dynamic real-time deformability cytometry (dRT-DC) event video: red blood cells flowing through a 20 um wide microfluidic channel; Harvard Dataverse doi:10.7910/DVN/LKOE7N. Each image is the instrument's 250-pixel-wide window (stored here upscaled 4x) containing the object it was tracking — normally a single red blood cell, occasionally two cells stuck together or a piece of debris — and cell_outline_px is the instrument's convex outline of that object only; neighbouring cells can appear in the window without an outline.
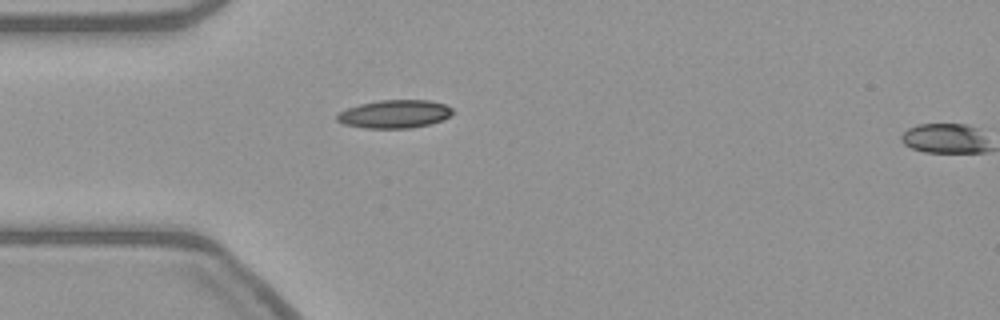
{"species": "common noctule bat (a hibernating species)", "species_latin": "Nyctalus noctula", "temperature_condition": "warm", "stored_images_in_passage": 2, "camera_frame_rate_fps": 3000, "um_per_image_px": 0.085, "animal": {"sex": "female", "body_mass_g": 21.9}, "frame": {"image": 1, "passage_image": 1, "time_ms": 0.0, "image_size_px": [1000, 320], "cell_outline_px": [[452, 112], [448, 116], [432, 124], [412, 128], [364, 128], [344, 124], [336, 120], [336, 116], [340, 112], [348, 108], [360, 104], [380, 100], [428, 100], [444, 104], [452, 108]], "centroid_in_image_um": [33.52, 9.7], "position_along_channel_um": 51.5, "area_um2": 18.84}}